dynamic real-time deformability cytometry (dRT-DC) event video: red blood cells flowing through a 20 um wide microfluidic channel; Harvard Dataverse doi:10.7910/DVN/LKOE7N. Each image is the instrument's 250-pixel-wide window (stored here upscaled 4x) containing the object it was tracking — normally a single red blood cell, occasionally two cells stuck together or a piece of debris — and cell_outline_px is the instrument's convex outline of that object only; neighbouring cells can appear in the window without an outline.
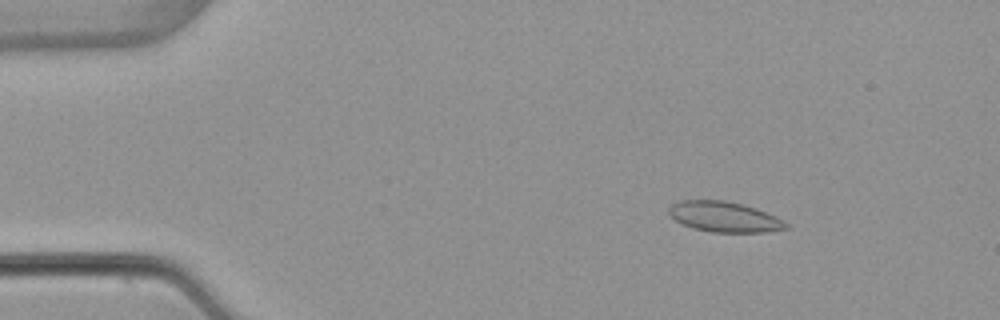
{"species": "common noctule bat (a hibernating species)", "species_latin": "Nyctalus noctula", "temperature_condition": "warm", "stored_images_in_passage": 53, "camera_frame_rate_fps": 3000, "um_per_image_px": 0.085, "animal": {"sex": "female", "body_mass_g": 22.7, "forearm_length_mm": 54.2}, "frame": {"image": 1, "passage_image": 8, "time_ms": 2.333, "image_size_px": [1000, 320], "cell_outline_px": [[788, 228], [768, 232], [712, 232], [692, 228], [676, 220], [668, 212], [668, 208], [672, 204], [680, 200], [724, 200], [756, 208], [776, 216], [784, 220], [788, 224]], "centroid_in_image_um": [61.59, 18.43], "position_along_channel_um": 23.4, "area_um2": 20.69}}
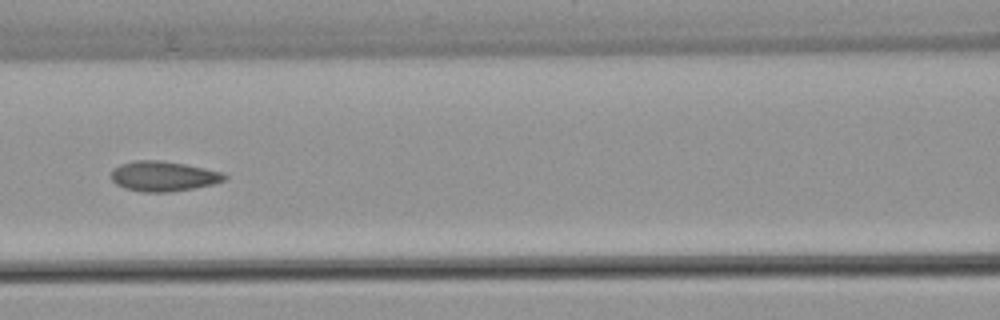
{"frame": {"image": 2, "passage_image": 24, "time_ms": 7.667, "image_size_px": [1000, 320], "cell_outline_px": [[228, 176], [224, 180], [212, 184], [192, 188], [168, 192], [140, 192], [124, 188], [116, 184], [112, 180], [112, 168], [120, 164], [132, 160], [160, 160], [184, 164], [224, 172]], "centroid_in_image_um": [13.85, 14.97], "position_along_channel_um": 152.7, "area_um2": 19.88}}
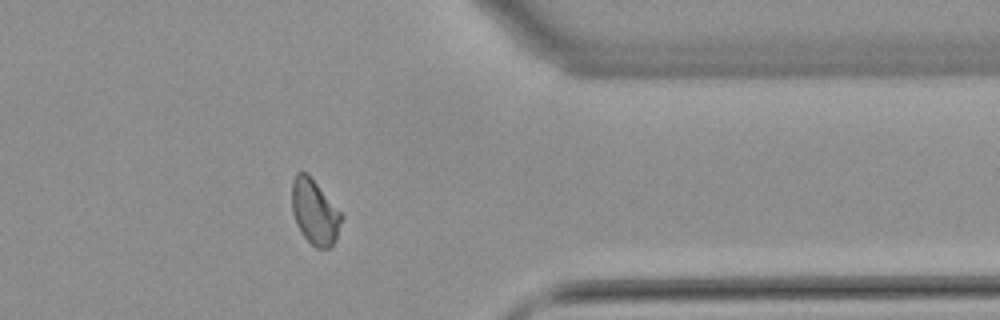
{"frame": {"image": 3, "passage_image": 43, "time_ms": 14.0, "image_size_px": [1000, 320], "cell_outline_px": [[344, 216], [336, 240], [332, 248], [316, 248], [304, 236], [296, 224], [292, 212], [292, 180], [296, 172], [308, 172]], "centroid_in_image_um": [26.76, 18.01], "position_along_channel_um": 384.6, "area_um2": 19.02}, "authors_computed_cell_mechanics": {"area_um2": 19.4208, "velocity_mm_per_s": 3.8795, "shape_relaxation_time_tau1_ms": null, "shape_relaxation_time_tau2_ms": 1.0706, "deformation_change_tau1": null, "deformation_change_tau2": 0.0554}}